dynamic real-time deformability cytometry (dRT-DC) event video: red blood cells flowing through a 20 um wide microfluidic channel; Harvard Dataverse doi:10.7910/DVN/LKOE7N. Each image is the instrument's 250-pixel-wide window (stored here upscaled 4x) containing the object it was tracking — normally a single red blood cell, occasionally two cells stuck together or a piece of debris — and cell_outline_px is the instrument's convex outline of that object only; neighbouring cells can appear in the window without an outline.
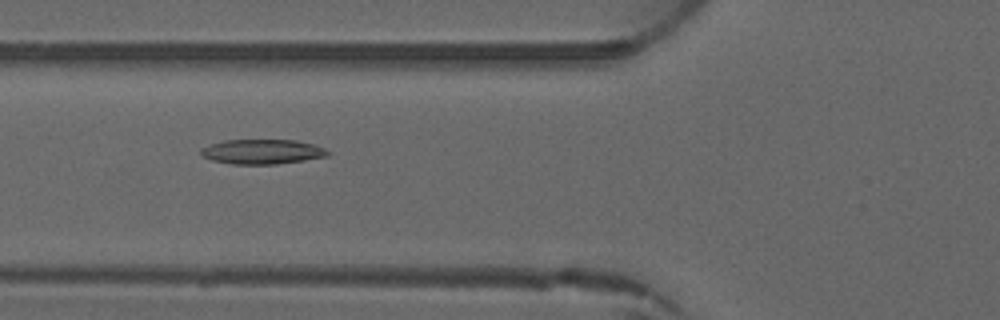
{"species": "common noctule bat (a hibernating species)", "species_latin": "Nyctalus noctula", "temperature_condition": "warm", "stored_images_in_passage": 4, "camera_frame_rate_fps": 3000, "um_per_image_px": 0.085, "animal": {"sex": "male", "forearm_length_mm": 52.5}, "frame": {"image": 1, "passage_image": 3, "time_ms": 3.333, "image_size_px": [1000, 320], "cell_outline_px": [[332, 152], [328, 156], [304, 160], [276, 164], [232, 164], [212, 160], [204, 156], [200, 152], [200, 148], [224, 140], [296, 140], [312, 144], [324, 148]], "centroid_in_image_um": [22.31, 12.89], "position_along_channel_um": 103.5, "area_um2": 18.21}}
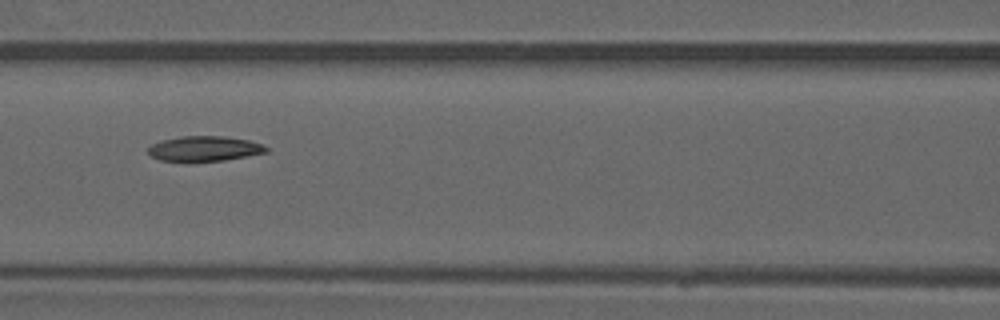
{"frame": {"image": 2, "passage_image": 4, "time_ms": 4.333, "image_size_px": [1000, 320], "cell_outline_px": [[268, 152], [224, 160], [160, 160], [152, 156], [148, 152], [148, 148], [152, 144], [160, 140], [180, 136], [224, 136], [248, 140], [264, 144], [268, 148]], "centroid_in_image_um": [17.4, 12.61], "position_along_channel_um": 149.2, "area_um2": 16.99}}